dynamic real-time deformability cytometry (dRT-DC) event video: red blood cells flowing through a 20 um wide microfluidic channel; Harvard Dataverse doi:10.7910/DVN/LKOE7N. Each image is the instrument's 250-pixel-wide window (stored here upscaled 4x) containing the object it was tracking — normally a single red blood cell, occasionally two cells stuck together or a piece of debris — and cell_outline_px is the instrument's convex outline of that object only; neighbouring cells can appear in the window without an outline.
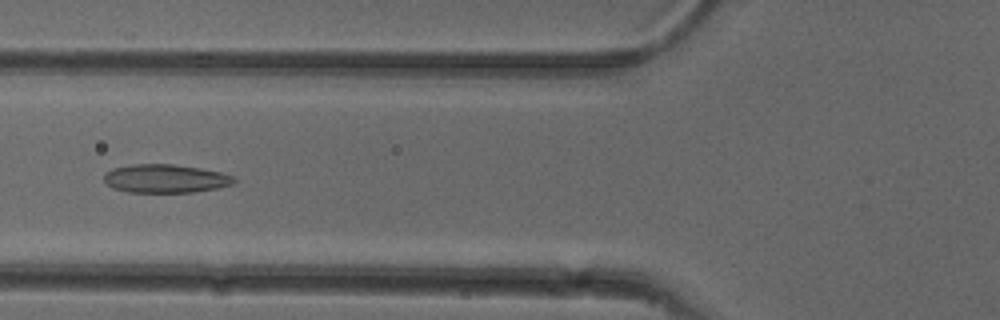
{"species": "common noctule bat (a hibernating species)", "species_latin": "Nyctalus noctula", "temperature_condition": "cold", "stored_images_in_passage": 52, "camera_frame_rate_fps": 3000, "um_per_image_px": 0.085, "animal": {"sex": "female"}, "frame": {"image": 1, "passage_image": 20, "time_ms": 6.333, "image_size_px": [1000, 320], "cell_outline_px": [[236, 184], [216, 188], [192, 192], [128, 192], [112, 188], [104, 180], [104, 176], [112, 168], [132, 164], [172, 164], [200, 168], [220, 172], [232, 176], [236, 180]], "centroid_in_image_um": [14.07, 15.18], "position_along_channel_um": 111.7, "area_um2": 21.5}}
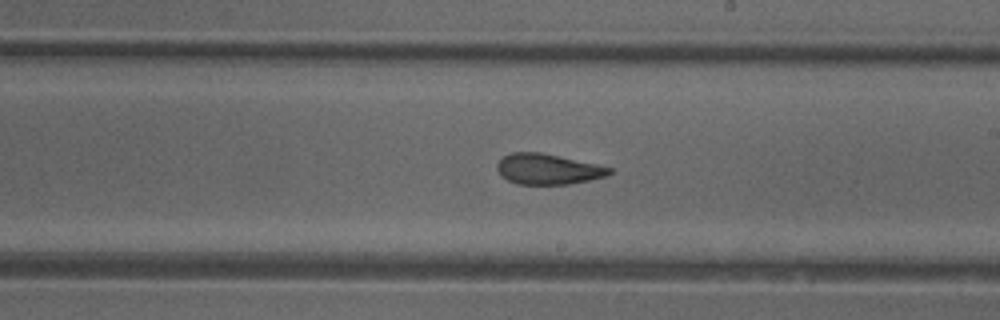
{"frame": {"image": 2, "passage_image": 30, "time_ms": 9.667, "image_size_px": [1000, 320], "cell_outline_px": [[612, 172], [608, 176], [568, 184], [516, 184], [500, 176], [496, 168], [496, 164], [504, 156], [512, 152], [540, 152], [596, 164], [612, 168]], "centroid_in_image_um": [46.54, 14.38], "position_along_channel_um": 242.5, "area_um2": 19.94}}
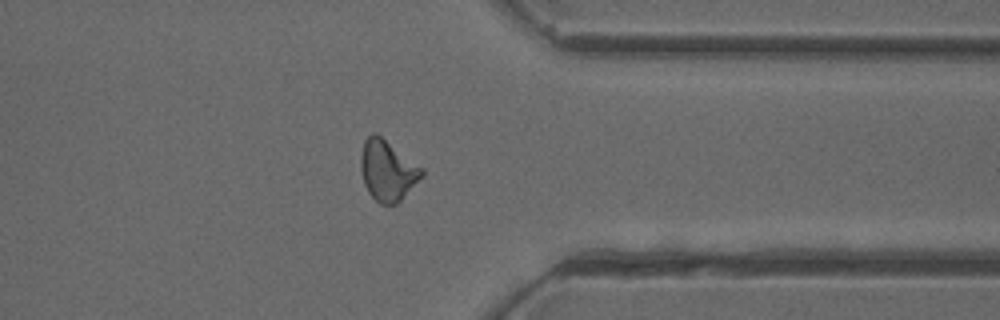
{"frame": {"image": 3, "passage_image": 41, "time_ms": 13.333, "image_size_px": [1000, 320], "cell_outline_px": [[424, 176], [396, 204], [380, 204], [368, 192], [364, 184], [360, 168], [360, 156], [364, 140], [372, 132], [376, 132], [424, 168]], "centroid_in_image_um": [32.94, 14.47], "position_along_channel_um": 378.5, "area_um2": 21.73}, "authors_computed_cell_mechanics": {"area_um2": 21.386, "velocity_mm_per_s": 3.9079, "shape_relaxation_time_tau1_ms": null, "shape_relaxation_time_tau2_ms": 2.3984, "deformation_change_tau1": null, "deformation_change_tau2": 0.1135}}